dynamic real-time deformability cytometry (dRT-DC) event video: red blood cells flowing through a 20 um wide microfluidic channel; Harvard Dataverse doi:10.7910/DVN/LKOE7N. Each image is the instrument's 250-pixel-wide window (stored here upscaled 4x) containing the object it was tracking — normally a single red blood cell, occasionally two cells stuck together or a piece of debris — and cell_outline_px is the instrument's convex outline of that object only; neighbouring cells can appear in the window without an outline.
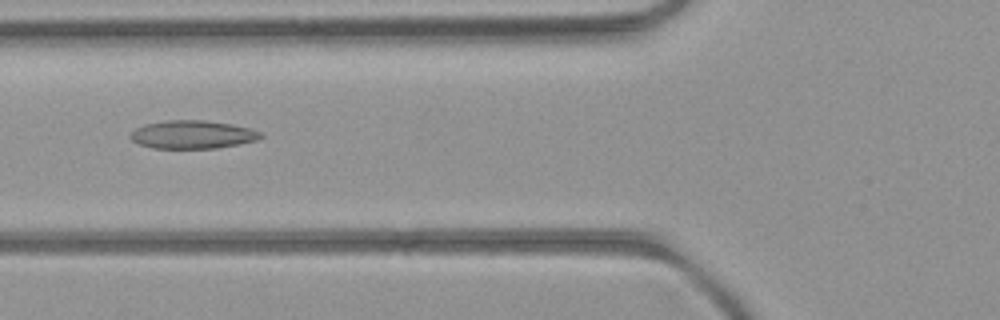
{"species": "common noctule bat (a hibernating species)", "species_latin": "Nyctalus noctula", "temperature_condition": "room temperature", "stored_images_in_passage": 29, "camera_frame_rate_fps": 3000, "um_per_image_px": 0.085, "animal": {"sex": "female", "body_mass_g": 21.9}, "frame": {"image": 1, "passage_image": 4, "time_ms": 1.0, "image_size_px": [1000, 320], "cell_outline_px": [[264, 136], [256, 140], [216, 148], [152, 148], [140, 144], [132, 140], [128, 136], [136, 128], [144, 124], [164, 120], [204, 120], [232, 124], [252, 128], [260, 132]], "centroid_in_image_um": [16.35, 11.42], "position_along_channel_um": 109.4, "area_um2": 21.39}}
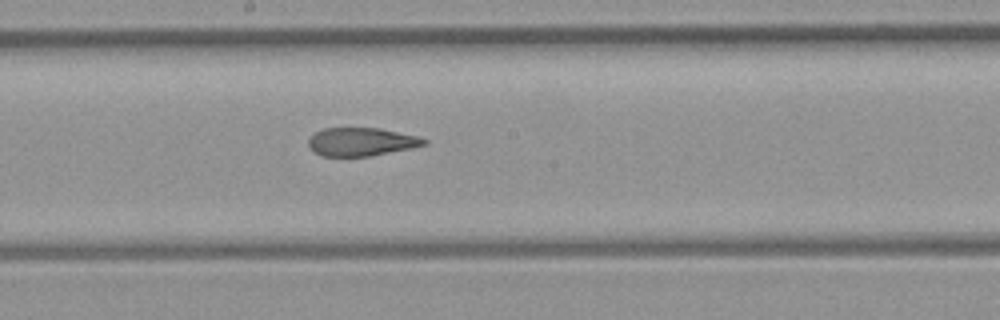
{"frame": {"image": 2, "passage_image": 12, "time_ms": 3.667, "image_size_px": [1000, 320], "cell_outline_px": [[428, 144], [412, 148], [372, 156], [320, 156], [308, 144], [308, 140], [316, 132], [324, 128], [380, 128], [416, 136], [428, 140]], "centroid_in_image_um": [30.74, 12.06], "position_along_channel_um": 217.5, "area_um2": 18.96}}
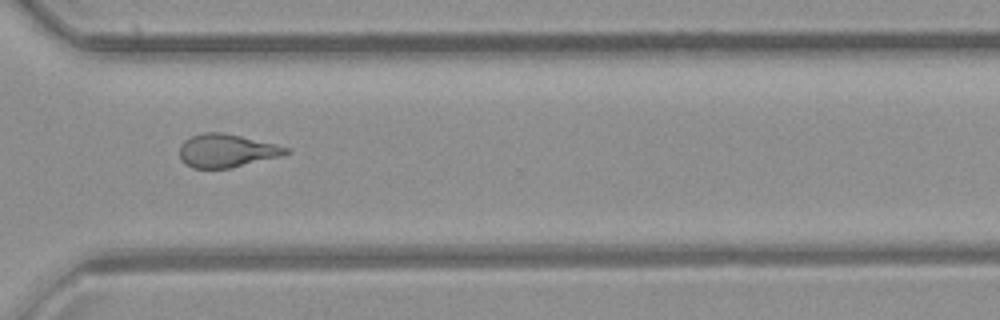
{"frame": {"image": 3, "passage_image": 22, "time_ms": 7.0, "image_size_px": [1000, 320], "cell_outline_px": [[288, 152], [280, 156], [228, 168], [192, 168], [184, 164], [180, 156], [180, 144], [184, 140], [192, 136], [204, 132], [224, 132], [276, 144], [288, 148]], "centroid_in_image_um": [19.21, 12.8], "position_along_channel_um": 351.4, "area_um2": 20.4}, "authors_computed_cell_mechanics": {"area_um2": 20.519, "velocity_mm_per_s": 4.031, "shape_relaxation_time_tau1_ms": null, "shape_relaxation_time_tau2_ms": 2.2391, "deformation_change_tau1": null, "deformation_change_tau2": 0.1049}}